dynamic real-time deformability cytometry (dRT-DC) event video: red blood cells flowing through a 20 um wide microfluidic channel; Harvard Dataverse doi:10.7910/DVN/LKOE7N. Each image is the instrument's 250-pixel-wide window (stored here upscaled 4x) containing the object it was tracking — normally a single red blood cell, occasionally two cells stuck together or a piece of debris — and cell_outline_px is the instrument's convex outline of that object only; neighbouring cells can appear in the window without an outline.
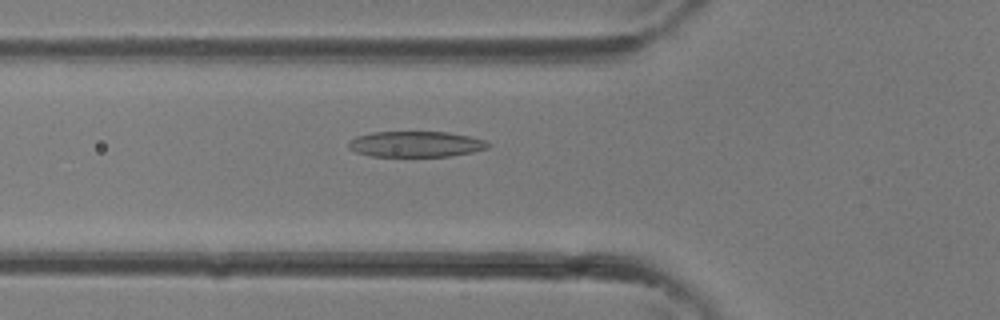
{"species": "common noctule bat (a hibernating species)", "species_latin": "Nyctalus noctula", "temperature_condition": "room temperature", "stored_images_in_passage": 34, "camera_frame_rate_fps": 3000, "um_per_image_px": 0.085, "animal": {"sex": "female"}, "frame": {"image": 1, "passage_image": 13, "time_ms": 4.0, "image_size_px": [1000, 320], "cell_outline_px": [[492, 144], [488, 148], [472, 152], [452, 156], [368, 156], [356, 152], [348, 148], [348, 140], [356, 136], [372, 132], [448, 132], [468, 136], [484, 140]], "centroid_in_image_um": [35.32, 12.25], "position_along_channel_um": 90.5, "area_um2": 21.04}}
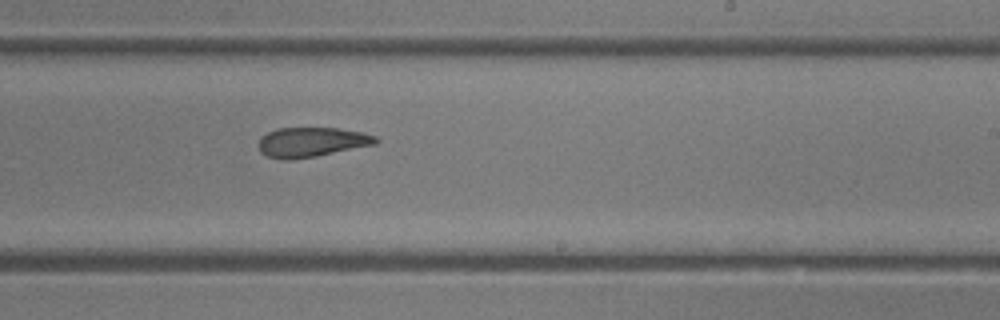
{"frame": {"image": 2, "passage_image": 22, "time_ms": 7.0, "image_size_px": [1000, 320], "cell_outline_px": [[380, 140], [376, 144], [316, 156], [292, 160], [284, 160], [268, 156], [260, 152], [260, 136], [276, 128], [336, 128], [364, 132], [376, 136]], "centroid_in_image_um": [26.5, 12.07], "position_along_channel_um": 262.5, "area_um2": 20.29}}
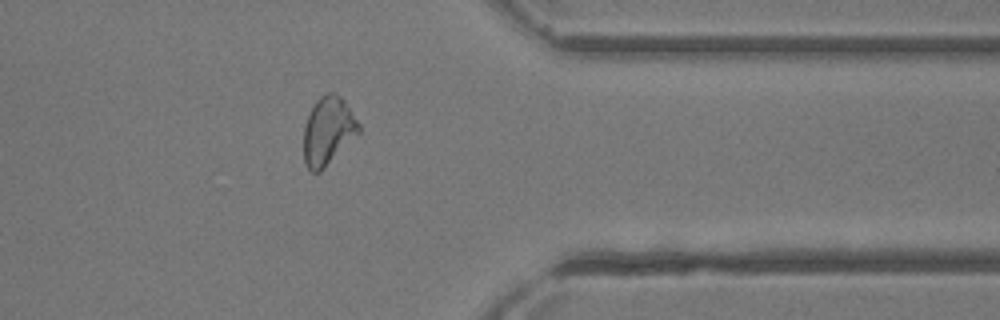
{"frame": {"image": 3, "passage_image": 29, "time_ms": 9.333, "image_size_px": [1000, 320], "cell_outline_px": [[360, 132], [320, 172], [312, 172], [304, 164], [304, 128], [308, 116], [316, 100], [320, 96], [328, 92], [332, 92], [340, 96], [344, 100], [360, 124]], "centroid_in_image_um": [27.88, 11.13], "position_along_channel_um": 383.5, "area_um2": 21.68}}